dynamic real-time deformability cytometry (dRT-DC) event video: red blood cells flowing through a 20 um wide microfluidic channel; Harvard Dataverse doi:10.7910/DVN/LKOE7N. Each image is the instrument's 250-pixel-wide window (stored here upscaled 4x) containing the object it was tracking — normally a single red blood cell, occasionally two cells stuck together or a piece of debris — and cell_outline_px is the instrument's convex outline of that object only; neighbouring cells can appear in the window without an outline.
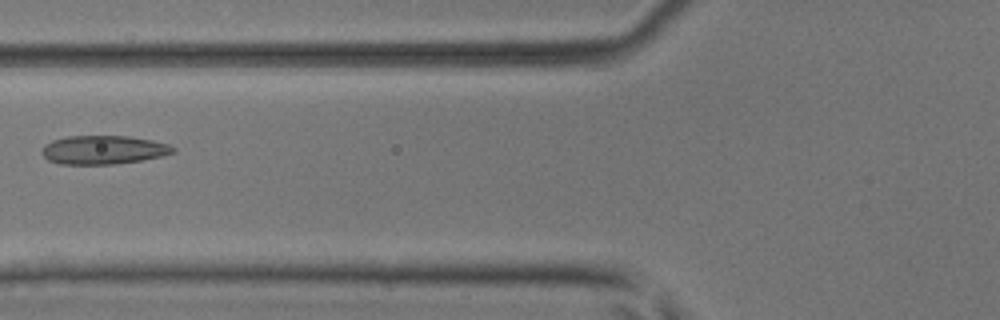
{"species": "common noctule bat (a hibernating species)", "species_latin": "Nyctalus noctula", "temperature_condition": "room temperature", "stored_images_in_passage": 6, "camera_frame_rate_fps": 3000, "um_per_image_px": 0.085, "animal": {"sex": "male", "body_mass_g": 17.9, "forearm_length_mm": 54.2}, "frame": {"image": 1, "passage_image": 5, "time_ms": 1.333, "image_size_px": [1000, 320], "cell_outline_px": [[176, 152], [160, 156], [140, 160], [116, 164], [60, 164], [48, 160], [40, 152], [40, 148], [44, 144], [52, 140], [68, 136], [128, 136], [152, 140], [168, 144], [176, 148]], "centroid_in_image_um": [8.75, 12.73], "position_along_channel_um": 117.0, "area_um2": 22.02}}
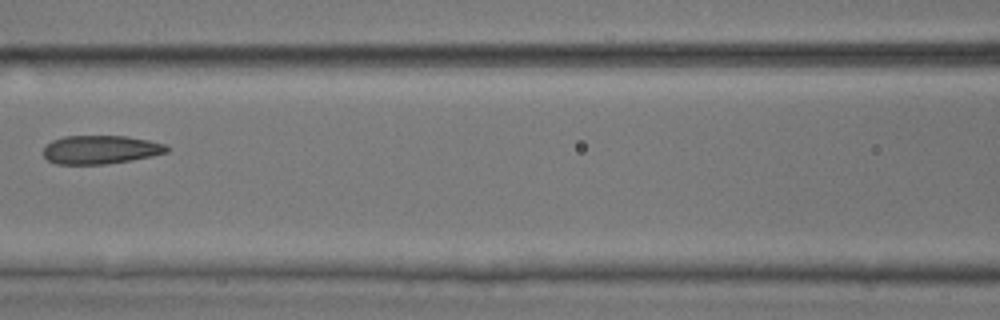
{"frame": {"image": 2, "passage_image": 6, "time_ms": 1.667, "image_size_px": [1000, 320], "cell_outline_px": [[172, 148], [168, 152], [152, 156], [132, 160], [104, 164], [56, 164], [48, 160], [44, 156], [44, 148], [52, 140], [64, 136], [128, 136], [168, 144]], "centroid_in_image_um": [8.61, 12.71], "position_along_channel_um": 158.0, "area_um2": 20.69}}